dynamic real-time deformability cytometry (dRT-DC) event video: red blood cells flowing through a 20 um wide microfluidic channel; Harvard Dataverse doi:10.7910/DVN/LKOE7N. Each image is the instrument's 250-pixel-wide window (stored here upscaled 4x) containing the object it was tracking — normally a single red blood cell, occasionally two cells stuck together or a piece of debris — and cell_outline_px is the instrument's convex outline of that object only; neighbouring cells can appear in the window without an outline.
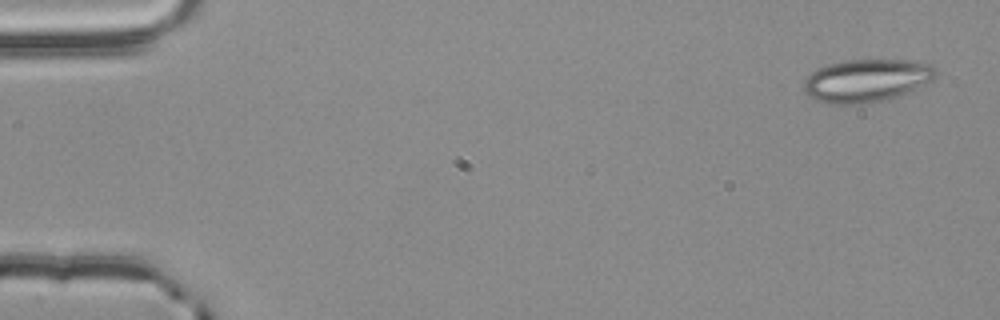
{"species": "common noctule bat (a hibernating species)", "species_latin": "Nyctalus noctula", "temperature_condition": "room temperature", "stored_images_in_passage": 4, "camera_frame_rate_fps": 3000, "um_per_image_px": 0.085, "animal": {"sex": "male", "body_mass_g": 20.4}, "frame": {"image": 1, "passage_image": 1, "time_ms": 0.0, "image_size_px": [1000, 320], "cell_outline_px": [[936, 76], [932, 80], [908, 92], [884, 100], [860, 104], [832, 104], [820, 100], [804, 92], [804, 80], [816, 68], [828, 64], [848, 60], [916, 60], [928, 64], [936, 68]], "centroid_in_image_um": [73.67, 6.83], "position_along_channel_um": 11.3, "area_um2": 32.71}}